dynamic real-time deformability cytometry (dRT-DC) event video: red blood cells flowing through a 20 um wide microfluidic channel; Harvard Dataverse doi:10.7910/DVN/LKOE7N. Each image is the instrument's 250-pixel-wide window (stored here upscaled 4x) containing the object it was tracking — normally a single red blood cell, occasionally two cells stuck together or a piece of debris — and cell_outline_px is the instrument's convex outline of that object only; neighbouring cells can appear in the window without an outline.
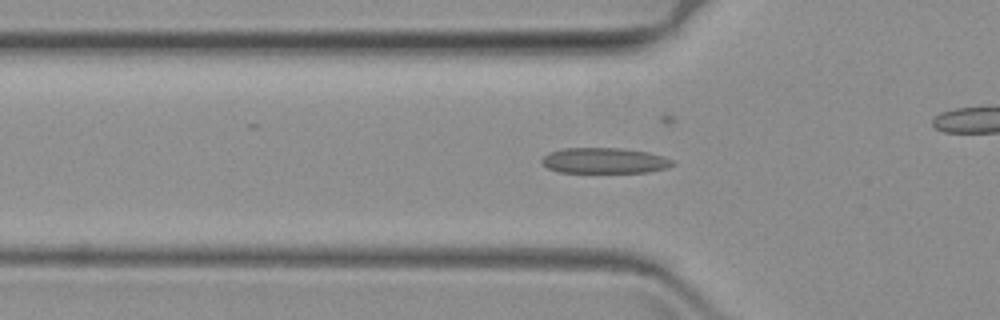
{"species": "common noctule bat (a hibernating species)", "species_latin": "Nyctalus noctula", "temperature_condition": "warm", "stored_images_in_passage": 47, "camera_frame_rate_fps": 3000, "um_per_image_px": 0.085, "animal": {"sex": "female", "body_mass_g": 19.3, "forearm_length_mm": 54.1}, "frame": {"image": 1, "passage_image": 20, "time_ms": 6.333, "image_size_px": [1000, 320], "cell_outline_px": [[676, 164], [668, 168], [648, 172], [560, 172], [548, 168], [540, 160], [548, 152], [564, 148], [624, 148], [648, 152], [664, 156], [676, 160]], "centroid_in_image_um": [51.44, 13.64], "position_along_channel_um": 74.4, "area_um2": 19.71}}
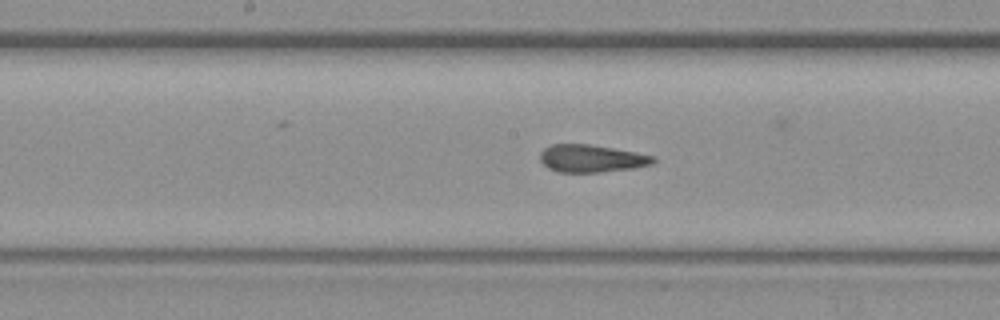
{"frame": {"image": 2, "passage_image": 31, "time_ms": 10.0, "image_size_px": [1000, 320], "cell_outline_px": [[656, 160], [652, 164], [636, 168], [600, 172], [556, 172], [548, 168], [540, 160], [540, 152], [544, 148], [552, 144], [588, 144], [636, 152], [656, 156]], "centroid_in_image_um": [50.29, 13.47], "position_along_channel_um": 197.9, "area_um2": 18.26}}
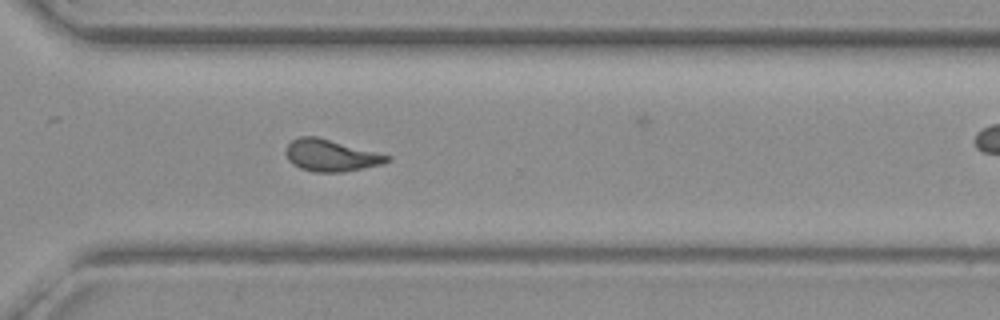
{"frame": {"image": 3, "passage_image": 44, "time_ms": 14.333, "image_size_px": [1000, 320], "cell_outline_px": [[392, 160], [384, 164], [344, 172], [312, 172], [300, 168], [292, 164], [288, 160], [284, 152], [288, 144], [292, 140], [300, 136], [316, 136], [392, 156]], "centroid_in_image_um": [28.13, 13.22], "position_along_channel_um": 342.5, "area_um2": 18.96}}